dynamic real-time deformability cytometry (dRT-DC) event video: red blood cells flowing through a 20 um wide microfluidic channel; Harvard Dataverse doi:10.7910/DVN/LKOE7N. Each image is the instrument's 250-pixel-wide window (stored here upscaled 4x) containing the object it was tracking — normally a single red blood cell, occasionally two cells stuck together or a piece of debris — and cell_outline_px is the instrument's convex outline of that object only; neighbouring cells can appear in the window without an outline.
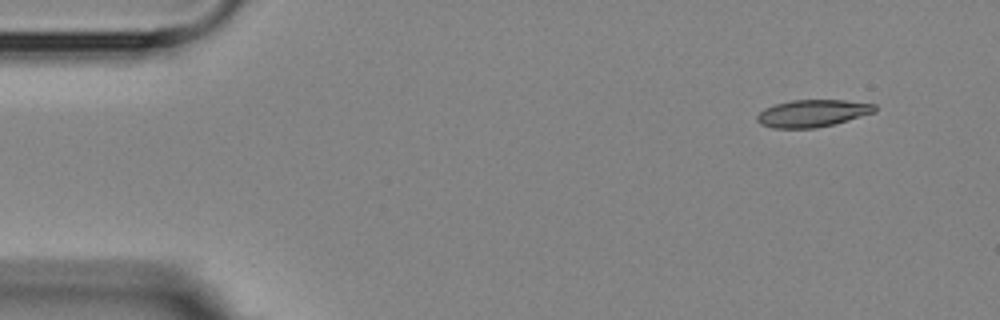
{"species": "Egyptian fruit bat (a non-hibernating species)", "species_latin": "Rousettus aegyptiacus", "temperature_condition": "room temperature", "stored_images_in_passage": 5, "segment_of_instrument_passage": [2, 2], "camera_frame_rate_fps": 3000, "um_per_image_px": 0.085, "animal": {"sex": "female"}, "frame": {"image": 1, "passage_image": 5, "time_ms": 6.0, "image_size_px": [1000, 320], "cell_outline_px": [[876, 112], [836, 124], [816, 128], [772, 128], [760, 124], [756, 120], [756, 116], [764, 108], [776, 104], [792, 100], [844, 100], [876, 104]], "centroid_in_image_um": [69.07, 9.64], "position_along_channel_um": 15.9, "area_um2": 18.84}}